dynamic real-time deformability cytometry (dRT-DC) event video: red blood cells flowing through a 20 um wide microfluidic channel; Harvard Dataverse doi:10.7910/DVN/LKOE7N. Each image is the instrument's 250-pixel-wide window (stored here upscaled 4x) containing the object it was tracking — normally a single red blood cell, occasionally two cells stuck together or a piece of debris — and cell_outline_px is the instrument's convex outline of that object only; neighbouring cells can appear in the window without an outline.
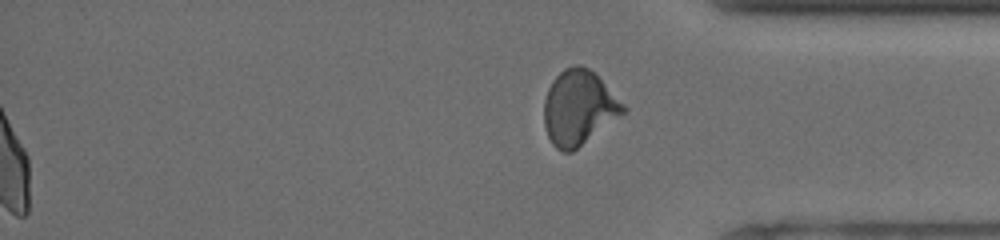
{"species": "human", "species_latin": "Homo sapiens", "temperature_condition": "cold", "stored_images_in_passage": 48, "segment_of_instrument_passage": [2, 2], "camera_frame_rate_fps": 3000, "um_per_image_px": 0.085, "donor": {"sex": "male"}, "frame": {"image": 1, "passage_image": 48, "time_ms": 15.667, "image_size_px": [1000, 240], "cell_outline_px": [[628, 108], [624, 112], [572, 152], [564, 152], [556, 148], [552, 144], [548, 136], [544, 124], [544, 100], [548, 88], [552, 80], [564, 68], [576, 64], [580, 64], [596, 72]], "centroid_in_image_um": [49.18, 9.12], "position_along_channel_um": 386.0, "area_um2": 34.45}}